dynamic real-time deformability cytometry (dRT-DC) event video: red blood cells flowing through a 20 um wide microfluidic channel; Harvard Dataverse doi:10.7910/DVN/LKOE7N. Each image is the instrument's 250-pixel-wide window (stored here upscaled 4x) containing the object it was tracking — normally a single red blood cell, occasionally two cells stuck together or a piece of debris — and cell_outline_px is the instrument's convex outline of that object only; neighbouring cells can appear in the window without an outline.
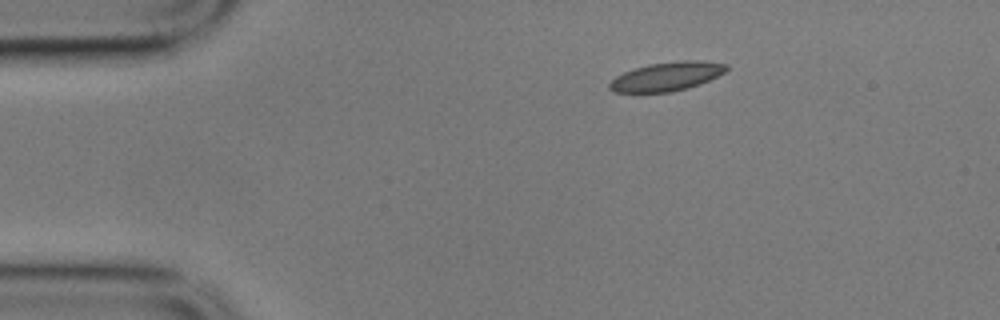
{"species": "common noctule bat (a hibernating species)", "species_latin": "Nyctalus noctula", "temperature_condition": "cold", "stored_images_in_passage": 48, "camera_frame_rate_fps": 3000, "um_per_image_px": 0.085, "animal": {"sex": "male", "body_mass_g": 17.9}, "frame": {"image": 1, "passage_image": 1, "time_ms": 0.0, "image_size_px": [1000, 320], "cell_outline_px": [[728, 68], [724, 72], [700, 84], [688, 88], [672, 92], [612, 92], [608, 88], [608, 84], [616, 76], [624, 72], [648, 64], [680, 60], [704, 60], [728, 64]], "centroid_in_image_um": [56.68, 6.49], "position_along_channel_um": 28.3, "area_um2": 19.71}}
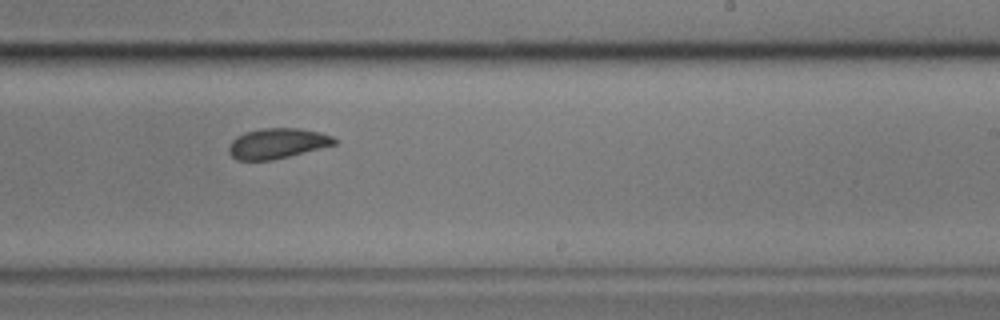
{"frame": {"image": 2, "passage_image": 26, "time_ms": 8.333, "image_size_px": [1000, 320], "cell_outline_px": [[340, 140], [336, 144], [272, 160], [236, 160], [228, 152], [228, 148], [232, 140], [236, 136], [244, 132], [260, 128], [300, 128], [320, 132], [332, 136]], "centroid_in_image_um": [23.56, 12.18], "position_along_channel_um": 265.4, "area_um2": 18.73}}
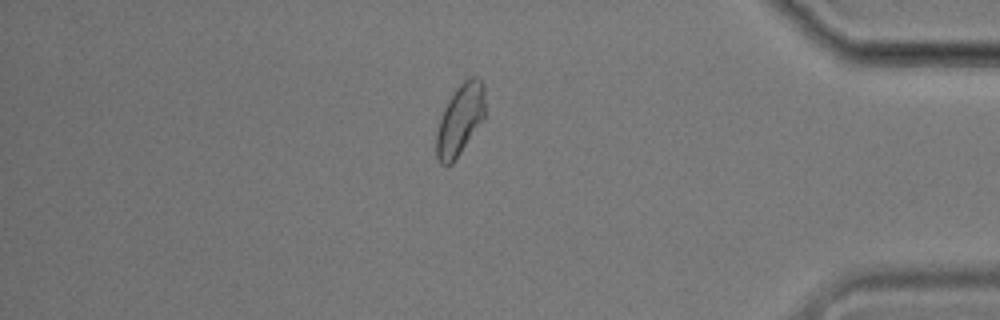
{"frame": {"image": 3, "passage_image": 40, "time_ms": 13.0, "image_size_px": [1000, 320], "cell_outline_px": [[484, 120], [452, 164], [440, 164], [436, 156], [436, 132], [444, 108], [448, 100], [456, 88], [468, 76], [476, 76], [484, 84]], "centroid_in_image_um": [39.11, 10.16], "position_along_channel_um": 396.1, "area_um2": 20.17}, "authors_computed_cell_mechanics": {"area_um2": 19.3341, "velocity_mm_per_s": 3.4839, "shape_relaxation_time_tau1_ms": 4.7209, "shape_relaxation_time_tau2_ms": 2.1623, "deformation_change_tau1": 0.1199, "deformation_change_tau2": 0.0616}}